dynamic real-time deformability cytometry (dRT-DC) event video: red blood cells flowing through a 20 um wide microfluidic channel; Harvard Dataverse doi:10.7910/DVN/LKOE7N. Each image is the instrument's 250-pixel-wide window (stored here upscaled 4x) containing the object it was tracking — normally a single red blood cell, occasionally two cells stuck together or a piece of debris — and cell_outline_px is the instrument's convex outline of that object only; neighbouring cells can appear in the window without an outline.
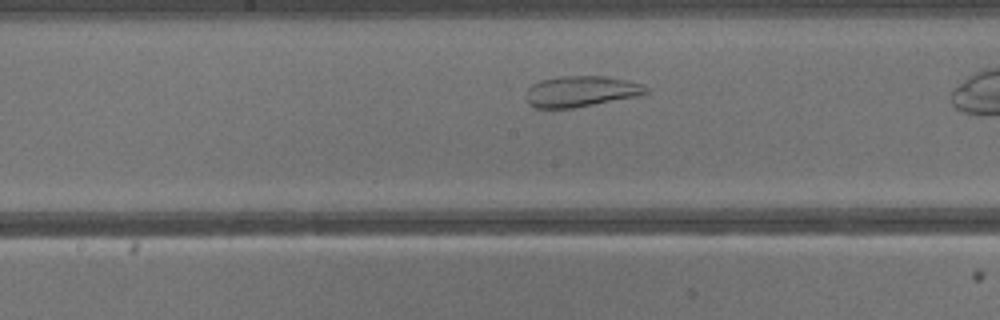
{"species": "common noctule bat (a hibernating species)", "species_latin": "Nyctalus noctula", "temperature_condition": "warm", "stored_images_in_passage": 20, "camera_frame_rate_fps": 3000, "um_per_image_px": 0.085, "animal": {"sex": "male", "body_mass_g": 13.3}, "frame": {"image": 1, "passage_image": 9, "time_ms": 2.667, "image_size_px": [1000, 320], "cell_outline_px": [[648, 92], [640, 96], [572, 108], [532, 108], [528, 104], [524, 96], [524, 92], [532, 84], [540, 80], [560, 76], [604, 76], [628, 80], [644, 84], [648, 88]], "centroid_in_image_um": [49.36, 7.77], "position_along_channel_um": 198.8, "area_um2": 21.96}}